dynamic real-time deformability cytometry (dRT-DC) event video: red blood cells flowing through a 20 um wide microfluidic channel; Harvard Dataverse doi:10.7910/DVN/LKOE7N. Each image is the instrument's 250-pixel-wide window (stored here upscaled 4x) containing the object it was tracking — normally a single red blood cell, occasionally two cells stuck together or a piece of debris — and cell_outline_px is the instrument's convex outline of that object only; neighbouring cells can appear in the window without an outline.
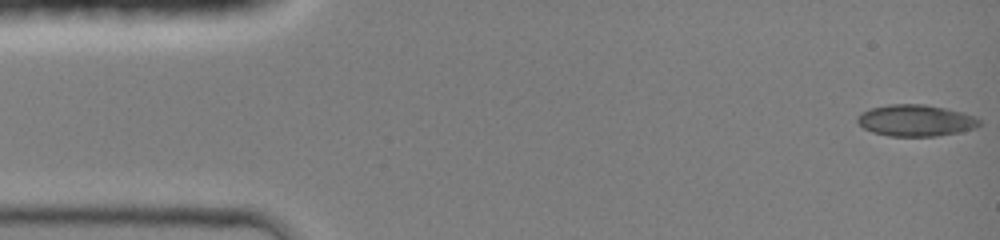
{"species": "common noctule bat (a hibernating species)", "species_latin": "Nyctalus noctula", "temperature_condition": "room temperature", "stored_images_in_passage": 45, "camera_frame_rate_fps": 3000, "um_per_image_px": 0.085, "animal": {"sex": "female", "body_mass_g": 19.0, "forearm_length_mm": 51.5}, "frame": {"image": 1, "passage_image": 1, "time_ms": 0.0, "image_size_px": [1000, 240], "cell_outline_px": [[980, 124], [976, 128], [960, 132], [936, 136], [888, 136], [872, 132], [864, 128], [856, 120], [856, 116], [860, 112], [872, 108], [888, 104], [924, 104], [964, 112], [976, 116], [980, 120]], "centroid_in_image_um": [77.84, 10.24], "position_along_channel_um": 7.2, "area_um2": 22.6}}
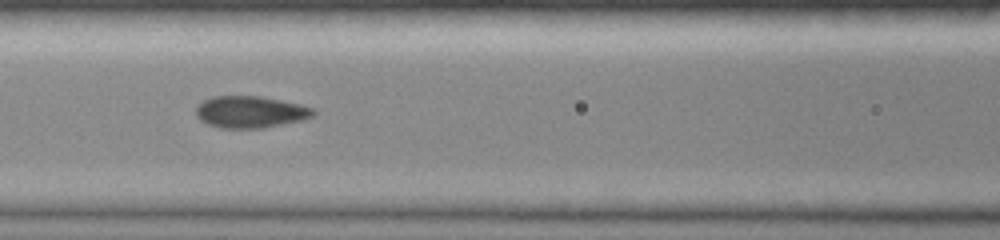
{"frame": {"image": 2, "passage_image": 19, "time_ms": 6.0, "image_size_px": [1000, 240], "cell_outline_px": [[316, 112], [312, 116], [304, 120], [264, 128], [220, 128], [208, 124], [200, 120], [196, 116], [196, 108], [204, 100], [212, 96], [260, 96], [300, 104], [312, 108]], "centroid_in_image_um": [21.28, 9.52], "position_along_channel_um": 145.3, "area_um2": 21.79}}
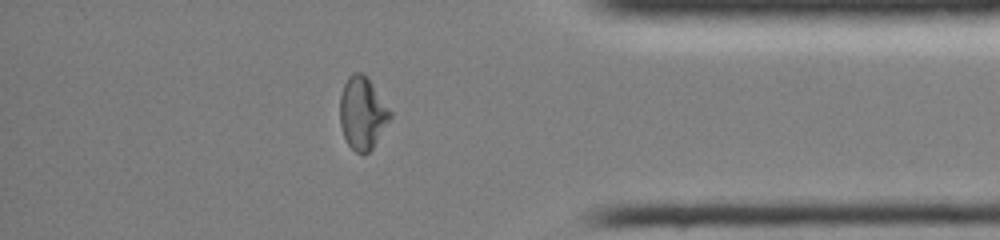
{"frame": {"image": 3, "passage_image": 38, "time_ms": 12.333, "image_size_px": [1000, 240], "cell_outline_px": [[392, 116], [372, 148], [368, 152], [356, 152], [348, 144], [344, 136], [340, 124], [340, 96], [344, 84], [348, 76], [352, 72], [360, 72], [368, 80], [392, 112]], "centroid_in_image_um": [30.78, 9.61], "position_along_channel_um": 404.4, "area_um2": 20.69}, "authors_computed_cell_mechanics": {"area_um2": 21.675, "velocity_mm_per_s": 4.279, "shape_relaxation_time_tau1_ms": null, "shape_relaxation_time_tau2_ms": 0.8117, "deformation_change_tau1": null, "deformation_change_tau2": 0.0403}}